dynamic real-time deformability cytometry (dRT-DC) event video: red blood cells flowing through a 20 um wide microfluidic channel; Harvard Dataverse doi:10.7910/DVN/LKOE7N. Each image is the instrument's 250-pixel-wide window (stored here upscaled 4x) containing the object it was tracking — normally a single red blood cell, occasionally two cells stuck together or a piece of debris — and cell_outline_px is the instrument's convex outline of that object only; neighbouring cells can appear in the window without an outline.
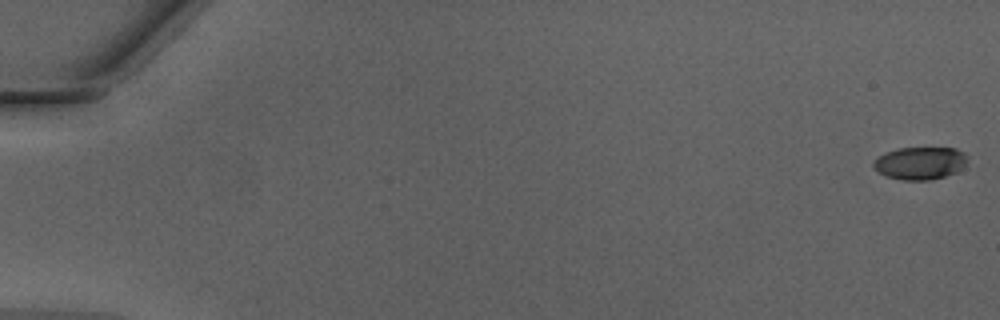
{"species": "Egyptian fruit bat (a non-hibernating species)", "species_latin": "Rousettus aegyptiacus", "temperature_condition": "warm", "stored_images_in_passage": 50, "camera_frame_rate_fps": 3000, "um_per_image_px": 0.085, "animal": {"sex": "male"}, "frame": {"image": 1, "passage_image": 1, "time_ms": 0.0, "image_size_px": [1000, 320], "cell_outline_px": [[968, 160], [956, 172], [932, 180], [904, 180], [888, 176], [880, 172], [872, 164], [876, 156], [884, 152], [900, 148], [956, 148], [964, 152]], "centroid_in_image_um": [78.2, 13.85], "position_along_channel_um": 6.8, "area_um2": 17.74}}
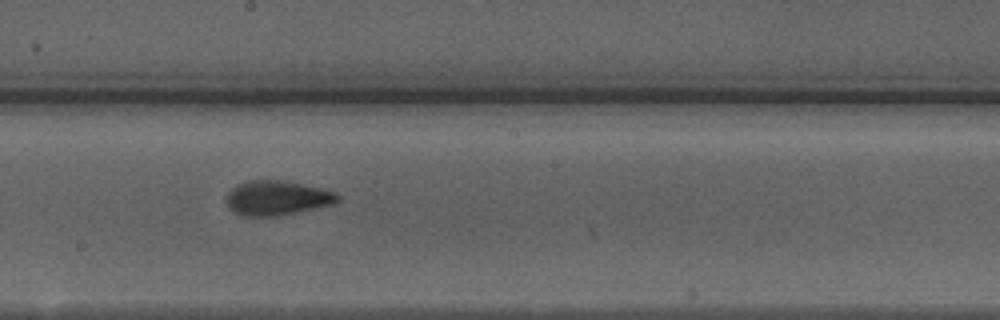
{"frame": {"image": 2, "passage_image": 29, "time_ms": 9.333, "image_size_px": [1000, 320], "cell_outline_px": [[340, 200], [336, 204], [276, 216], [240, 216], [232, 212], [228, 208], [228, 192], [232, 188], [240, 184], [252, 180], [276, 180], [300, 184], [320, 188], [336, 192], [340, 196]], "centroid_in_image_um": [23.57, 16.85], "position_along_channel_um": 224.6, "area_um2": 22.25}}
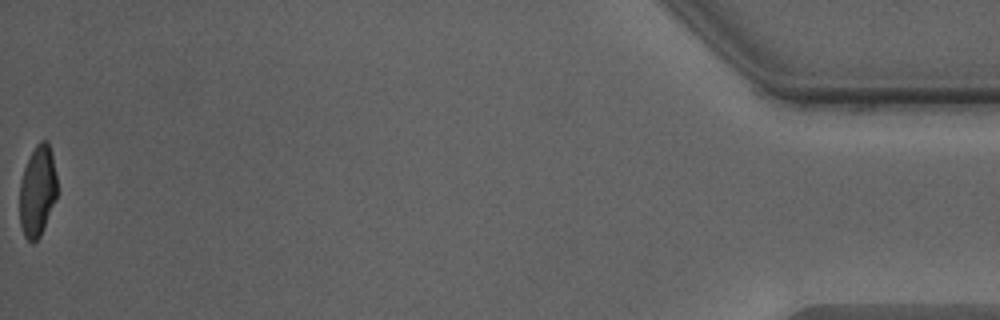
{"frame": {"image": 3, "passage_image": 50, "time_ms": 16.333, "image_size_px": [1000, 320], "cell_outline_px": [[56, 200], [40, 236], [36, 240], [28, 240], [24, 236], [20, 224], [20, 180], [24, 168], [36, 144], [40, 140], [48, 140], [52, 156], [56, 176]], "centroid_in_image_um": [3.18, 16.23], "position_along_channel_um": 432.0, "area_um2": 19.65}, "authors_computed_cell_mechanics": {"area_um2": 20.9814, "velocity_mm_per_s": 4.3079, "shape_relaxation_time_tau1_ms": 3.7374, "shape_relaxation_time_tau2_ms": 1.0058, "deformation_change_tau1": 0.1773, "deformation_change_tau2": 0.0812}}